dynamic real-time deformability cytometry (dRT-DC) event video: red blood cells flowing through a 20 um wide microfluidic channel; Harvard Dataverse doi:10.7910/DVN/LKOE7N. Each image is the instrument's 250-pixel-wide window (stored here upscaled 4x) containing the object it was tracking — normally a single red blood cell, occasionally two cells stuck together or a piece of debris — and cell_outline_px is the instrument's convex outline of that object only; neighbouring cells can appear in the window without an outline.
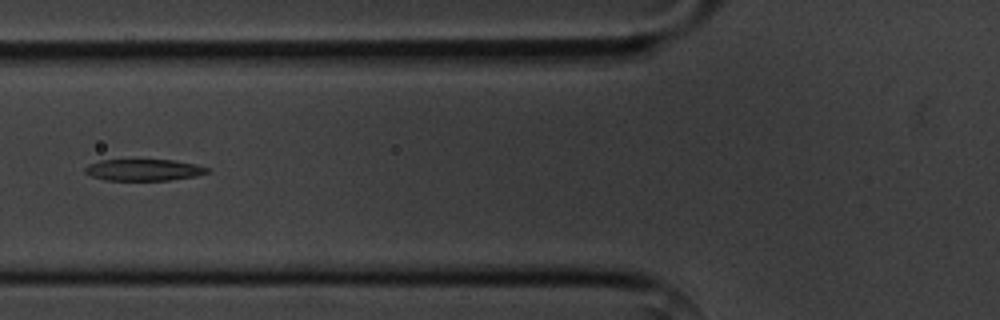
{"species": "common noctule bat (a hibernating species)", "species_latin": "Nyctalus noctula", "temperature_condition": "cold", "stored_images_in_passage": 4, "camera_frame_rate_fps": 3000, "um_per_image_px": 0.085, "animal": {"sex": "male", "body_mass_g": 20.1, "forearm_length_mm": 53.5}, "frame": {"image": 1, "passage_image": 4, "time_ms": 3.333, "image_size_px": [1000, 320], "cell_outline_px": [[208, 172], [196, 176], [168, 180], [104, 180], [92, 176], [84, 172], [84, 168], [88, 164], [100, 160], [172, 160], [196, 164], [208, 168]], "centroid_in_image_um": [12.18, 14.44], "position_along_channel_um": 113.6, "area_um2": 15.26}}